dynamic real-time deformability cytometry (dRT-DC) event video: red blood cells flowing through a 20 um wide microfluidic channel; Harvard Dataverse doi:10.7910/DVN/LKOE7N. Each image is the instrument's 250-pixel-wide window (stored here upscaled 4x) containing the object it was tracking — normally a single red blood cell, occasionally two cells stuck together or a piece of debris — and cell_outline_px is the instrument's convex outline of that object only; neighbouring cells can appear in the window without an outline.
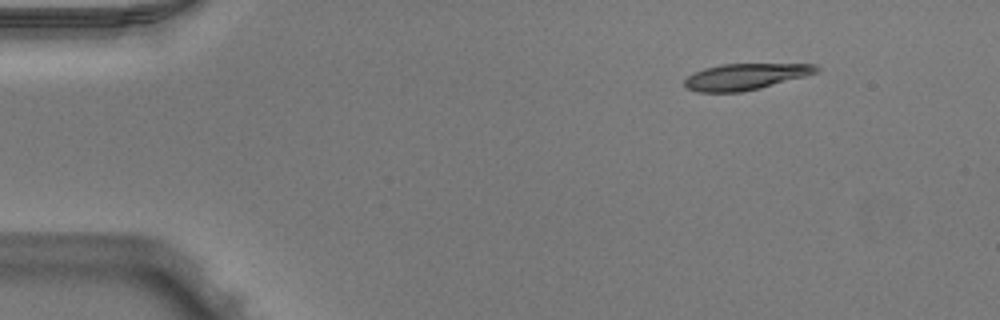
{"species": "Egyptian fruit bat (a non-hibernating species)", "species_latin": "Rousettus aegyptiacus", "temperature_condition": "warm", "stored_images_in_passage": 46, "camera_frame_rate_fps": 3000, "um_per_image_px": 0.085, "animal": {"sex": "male"}, "frame": {"image": 1, "passage_image": 2, "time_ms": 0.333, "image_size_px": [1000, 320], "cell_outline_px": [[820, 68], [816, 72], [804, 76], [760, 88], [740, 92], [696, 92], [684, 88], [684, 80], [688, 76], [704, 68], [720, 64], [816, 64]], "centroid_in_image_um": [63.3, 6.52], "position_along_channel_um": 21.7, "area_um2": 20.06}}
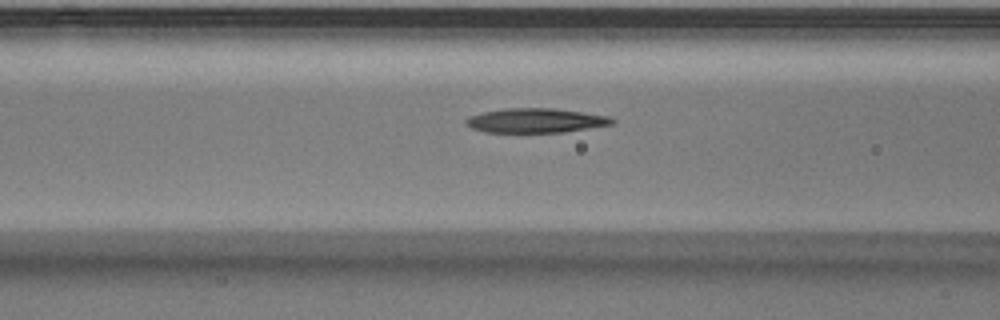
{"frame": {"image": 2, "passage_image": 16, "time_ms": 5.0, "image_size_px": [1000, 320], "cell_outline_px": [[616, 120], [612, 124], [564, 132], [484, 132], [472, 128], [464, 120], [468, 116], [484, 112], [508, 108], [552, 108], [608, 116]], "centroid_in_image_um": [45.51, 10.24], "position_along_channel_um": 121.1, "area_um2": 20.52}}
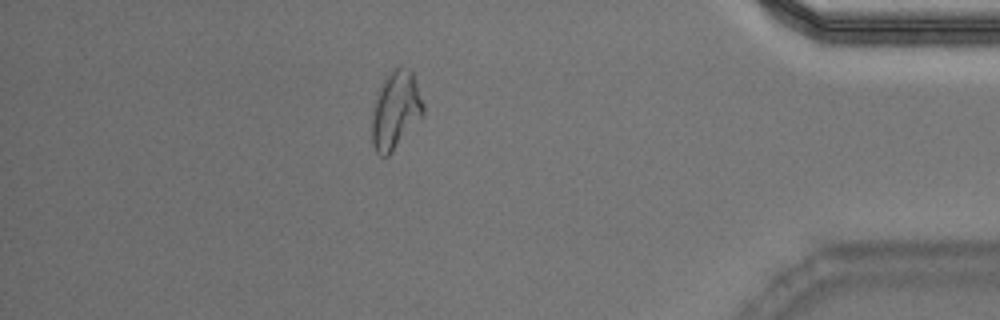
{"frame": {"image": 3, "passage_image": 40, "time_ms": 13.0, "image_size_px": [1000, 320], "cell_outline_px": [[424, 112], [392, 152], [388, 156], [380, 156], [376, 152], [372, 144], [372, 116], [380, 84], [384, 76], [400, 64], [412, 72], [424, 104]], "centroid_in_image_um": [33.61, 9.34], "position_along_channel_um": 401.6, "area_um2": 23.0}, "authors_computed_cell_mechanics": {"area_um2": 20.8947, "velocity_mm_per_s": 3.9833, "shape_relaxation_time_tau1_ms": 5.3555, "shape_relaxation_time_tau2_ms": 1.8483, "deformation_change_tau1": 0.1964, "deformation_change_tau2": 0.093}}